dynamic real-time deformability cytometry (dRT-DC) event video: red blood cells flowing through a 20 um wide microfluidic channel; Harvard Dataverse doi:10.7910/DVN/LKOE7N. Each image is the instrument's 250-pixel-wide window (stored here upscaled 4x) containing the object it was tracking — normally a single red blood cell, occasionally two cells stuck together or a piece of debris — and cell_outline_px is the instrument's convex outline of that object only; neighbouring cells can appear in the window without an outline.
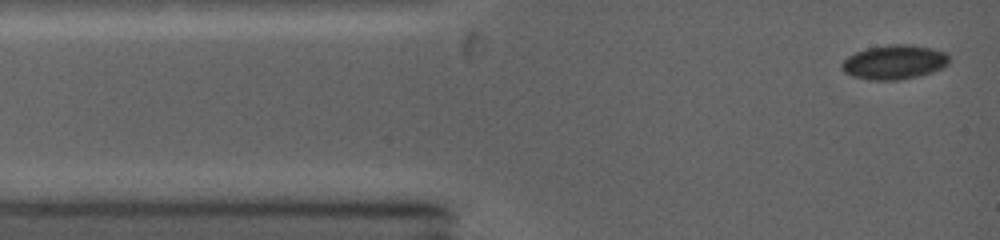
{"species": "common noctule bat (a hibernating species)", "species_latin": "Nyctalus noctula", "temperature_condition": "warm", "stored_images_in_passage": 9, "camera_frame_rate_fps": 5000, "um_per_image_px": 0.085, "animal": {"sex": "female", "body_mass_g": 19.0, "forearm_length_mm": 53.3}, "frame": {"image": 1, "passage_image": 1, "time_ms": 0.0, "image_size_px": [1000, 240], "cell_outline_px": [[948, 60], [940, 68], [928, 72], [896, 80], [876, 80], [856, 76], [844, 72], [844, 60], [848, 56], [856, 52], [868, 48], [900, 44], [904, 44], [932, 48], [948, 52]], "centroid_in_image_um": [76.02, 5.26], "position_along_channel_um": 9.0, "area_um2": 20.46}}